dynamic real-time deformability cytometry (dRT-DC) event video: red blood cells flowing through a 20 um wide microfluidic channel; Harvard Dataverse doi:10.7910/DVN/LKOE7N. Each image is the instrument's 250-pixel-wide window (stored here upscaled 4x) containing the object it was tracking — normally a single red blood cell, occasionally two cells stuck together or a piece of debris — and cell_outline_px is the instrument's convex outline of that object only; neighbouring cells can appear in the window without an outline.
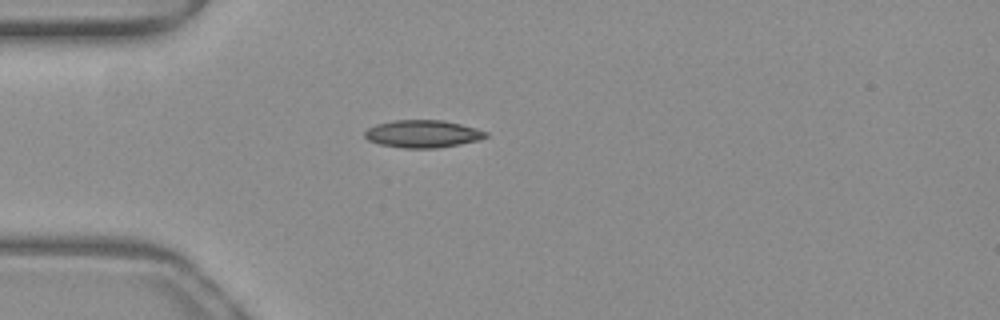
{"species": "common noctule bat (a hibernating species)", "species_latin": "Nyctalus noctula", "temperature_condition": "warm", "stored_images_in_passage": 38, "camera_frame_rate_fps": 3000, "um_per_image_px": 0.085, "animal": {"sex": "female", "body_mass_g": 19.3, "forearm_length_mm": 54.1}, "frame": {"image": 1, "passage_image": 1, "time_ms": 0.0, "image_size_px": [1000, 320], "cell_outline_px": [[488, 136], [480, 140], [460, 144], [436, 148], [404, 148], [380, 144], [368, 140], [364, 136], [364, 132], [368, 128], [376, 124], [392, 120], [440, 120], [460, 124], [476, 128], [488, 132]], "centroid_in_image_um": [35.93, 11.38], "position_along_channel_um": 49.1, "area_um2": 19.42}}
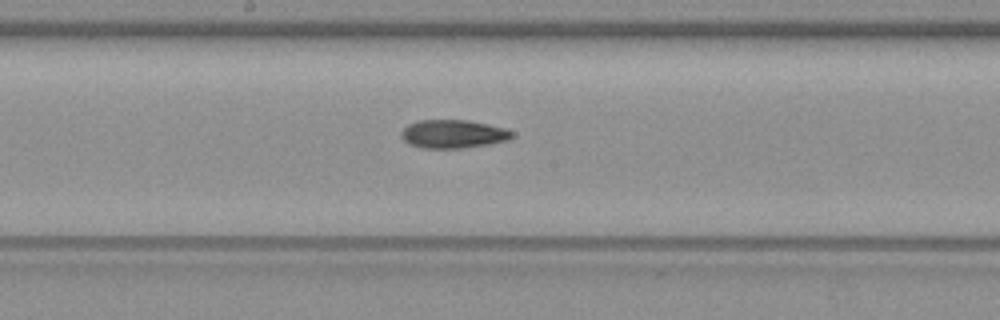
{"frame": {"image": 2, "passage_image": 14, "time_ms": 4.333, "image_size_px": [1000, 320], "cell_outline_px": [[516, 132], [508, 140], [488, 144], [460, 148], [420, 148], [408, 144], [400, 136], [400, 132], [408, 124], [416, 120], [468, 120], [488, 124], [504, 128]], "centroid_in_image_um": [38.48, 11.38], "position_along_channel_um": 209.7, "area_um2": 18.44}}
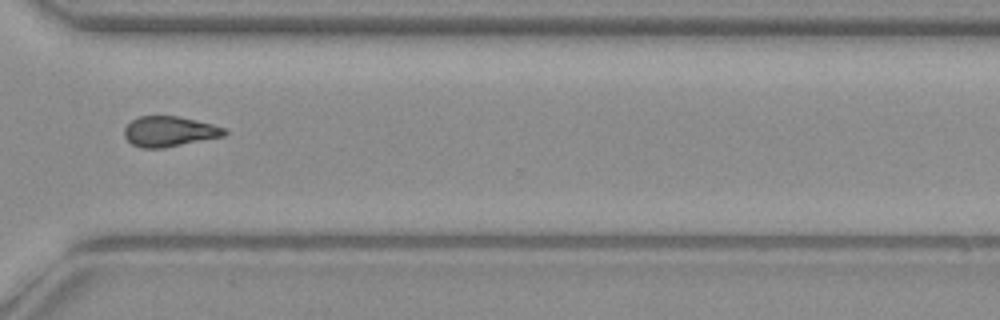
{"frame": {"image": 3, "passage_image": 25, "time_ms": 8.0, "image_size_px": [1000, 320], "cell_outline_px": [[228, 132], [224, 136], [164, 148], [140, 148], [132, 144], [124, 136], [124, 128], [132, 120], [140, 116], [176, 116], [196, 120], [212, 124], [224, 128]], "centroid_in_image_um": [14.38, 11.18], "position_along_channel_um": 356.2, "area_um2": 17.63}, "authors_computed_cell_mechanics": {"area_um2": 18.1492, "velocity_mm_per_s": 3.9996, "shape_relaxation_time_tau1_ms": 5.6302, "shape_relaxation_time_tau2_ms": 4.7566, "deformation_change_tau1": 0.1689, "deformation_change_tau2": 0.1285}}